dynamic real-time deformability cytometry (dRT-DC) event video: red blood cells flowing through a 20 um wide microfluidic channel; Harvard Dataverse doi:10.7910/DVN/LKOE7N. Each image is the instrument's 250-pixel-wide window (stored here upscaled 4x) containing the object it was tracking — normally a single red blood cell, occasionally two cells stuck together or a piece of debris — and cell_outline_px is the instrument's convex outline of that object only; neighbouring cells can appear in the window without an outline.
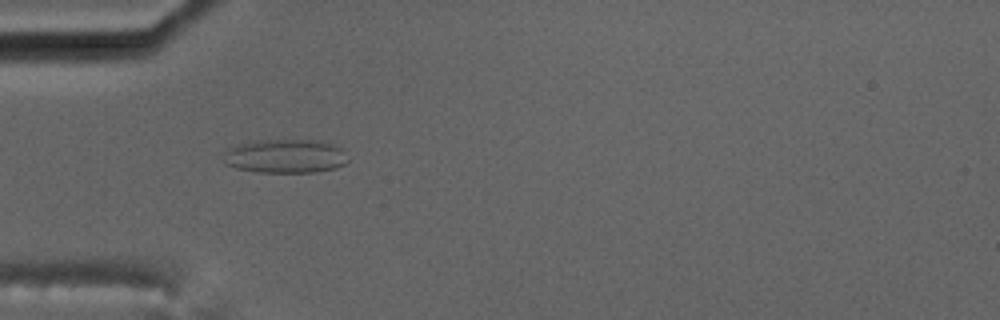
{"species": "common noctule bat (a hibernating species)", "species_latin": "Nyctalus noctula", "temperature_condition": "cold", "stored_images_in_passage": 7, "camera_frame_rate_fps": 3000, "um_per_image_px": 0.085, "animal": {"sex": "male", "body_mass_g": 17.5, "forearm_length_mm": 52.3}, "frame": {"image": 1, "passage_image": 5, "time_ms": 5.667, "image_size_px": [1000, 320], "cell_outline_px": [[348, 160], [344, 164], [336, 168], [312, 172], [260, 172], [236, 168], [224, 164], [224, 148], [248, 140], [320, 140], [332, 144], [340, 148]], "centroid_in_image_um": [24.17, 13.26], "position_along_channel_um": 60.8, "area_um2": 24.8}}